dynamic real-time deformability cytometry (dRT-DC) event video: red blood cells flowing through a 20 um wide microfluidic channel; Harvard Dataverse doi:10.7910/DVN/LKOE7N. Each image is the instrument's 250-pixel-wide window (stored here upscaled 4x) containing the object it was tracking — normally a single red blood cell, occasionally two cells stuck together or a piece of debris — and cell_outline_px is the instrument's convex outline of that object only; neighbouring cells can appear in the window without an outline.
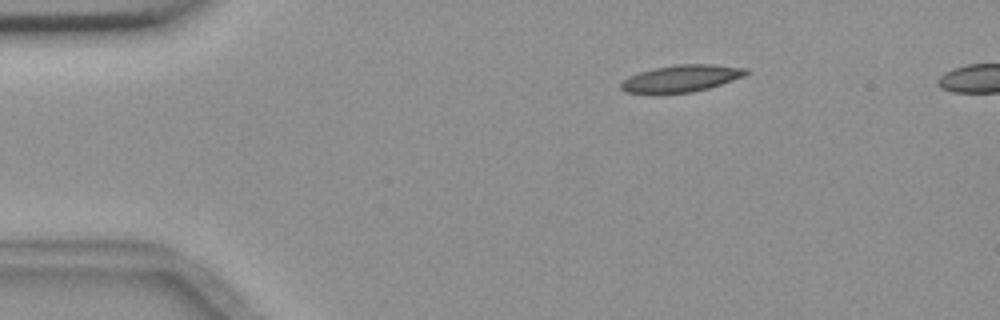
{"species": "common noctule bat (a hibernating species)", "species_latin": "Nyctalus noctula", "temperature_condition": "room temperature", "stored_images_in_passage": 6, "segment_of_instrument_passage": [2, 2], "camera_frame_rate_fps": 3000, "um_per_image_px": 0.085, "animal": {"sex": "female", "body_mass_g": 18.4}, "frame": {"image": 1, "passage_image": 6, "time_ms": 7.667, "image_size_px": [1000, 320], "cell_outline_px": [[748, 72], [744, 76], [708, 88], [692, 92], [624, 92], [620, 88], [620, 84], [628, 76], [640, 72], [656, 68], [680, 64], [712, 64], [748, 68]], "centroid_in_image_um": [57.93, 6.65], "position_along_channel_um": 27.1, "area_um2": 19.13}}